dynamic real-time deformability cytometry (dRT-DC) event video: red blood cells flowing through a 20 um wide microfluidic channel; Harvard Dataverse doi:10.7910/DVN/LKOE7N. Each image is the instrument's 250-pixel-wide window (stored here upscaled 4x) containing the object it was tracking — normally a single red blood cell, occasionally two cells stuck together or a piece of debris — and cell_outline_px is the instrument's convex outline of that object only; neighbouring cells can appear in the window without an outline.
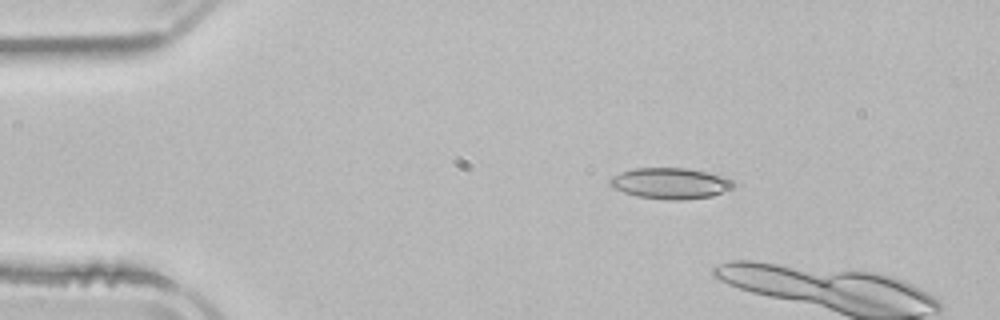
{"species": "common noctule bat (a hibernating species)", "species_latin": "Nyctalus noctula", "temperature_condition": "room temperature", "stored_images_in_passage": 4, "camera_frame_rate_fps": 3000, "um_per_image_px": 0.085, "animal": {"sex": "male", "body_mass_g": 21.5, "forearm_length_mm": 52.0}, "frame": {"image": 1, "passage_image": 3, "time_ms": 2.667, "image_size_px": [1000, 320], "cell_outline_px": [[732, 184], [724, 192], [712, 196], [680, 200], [668, 200], [636, 196], [612, 188], [608, 184], [608, 180], [612, 176], [620, 172], [636, 168], [688, 168], [724, 176], [732, 180]], "centroid_in_image_um": [56.91, 15.58], "position_along_channel_um": 28.1, "area_um2": 22.25}}